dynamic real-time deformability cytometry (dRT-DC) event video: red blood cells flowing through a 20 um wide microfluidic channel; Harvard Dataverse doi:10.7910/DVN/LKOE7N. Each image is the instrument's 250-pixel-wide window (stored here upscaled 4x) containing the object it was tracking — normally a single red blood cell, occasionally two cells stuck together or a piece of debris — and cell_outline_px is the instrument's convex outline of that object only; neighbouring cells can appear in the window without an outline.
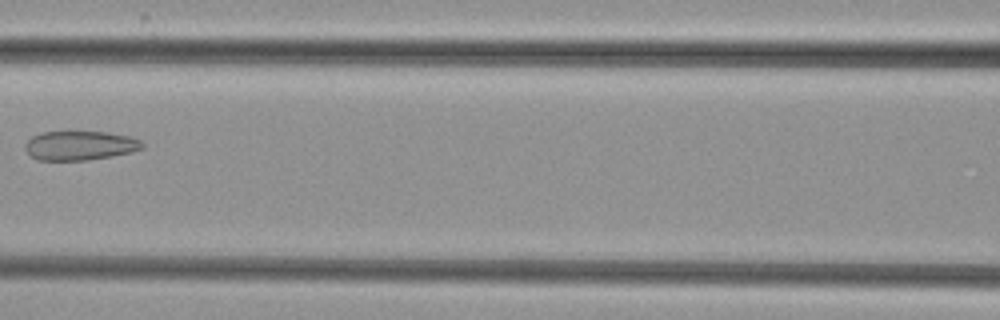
{"species": "common noctule bat (a hibernating species)", "species_latin": "Nyctalus noctula", "temperature_condition": "cold", "stored_images_in_passage": 8, "camera_frame_rate_fps": 3000, "um_per_image_px": 0.085, "animal": {"sex": "female", "body_mass_g": 29.2, "forearm_length_mm": 56.3}, "frame": {"image": 1, "passage_image": 7, "time_ms": 8.0, "image_size_px": [1000, 320], "cell_outline_px": [[144, 148], [132, 152], [112, 156], [88, 160], [36, 160], [28, 156], [24, 148], [24, 144], [32, 136], [40, 132], [68, 128], [108, 132], [132, 136], [140, 140], [144, 144]], "centroid_in_image_um": [6.75, 12.32], "position_along_channel_um": 159.8, "area_um2": 21.27}}
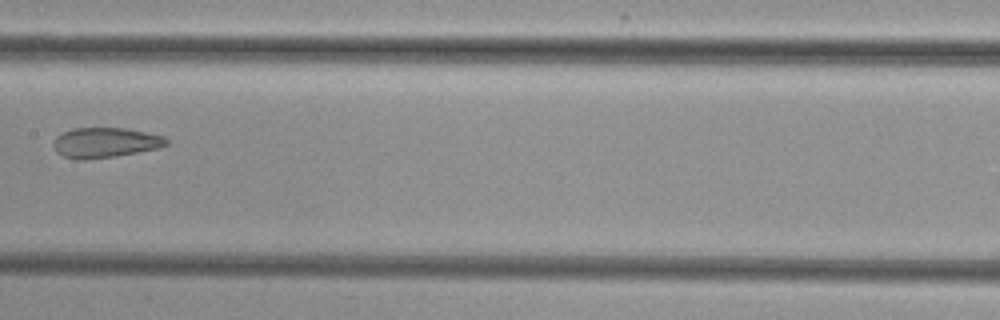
{"frame": {"image": 2, "passage_image": 8, "time_ms": 9.0, "image_size_px": [1000, 320], "cell_outline_px": [[168, 144], [160, 148], [116, 156], [84, 160], [76, 160], [64, 156], [56, 152], [52, 148], [52, 144], [56, 136], [72, 128], [124, 128], [164, 136], [168, 140]], "centroid_in_image_um": [8.91, 12.13], "position_along_channel_um": 198.5, "area_um2": 19.94}}